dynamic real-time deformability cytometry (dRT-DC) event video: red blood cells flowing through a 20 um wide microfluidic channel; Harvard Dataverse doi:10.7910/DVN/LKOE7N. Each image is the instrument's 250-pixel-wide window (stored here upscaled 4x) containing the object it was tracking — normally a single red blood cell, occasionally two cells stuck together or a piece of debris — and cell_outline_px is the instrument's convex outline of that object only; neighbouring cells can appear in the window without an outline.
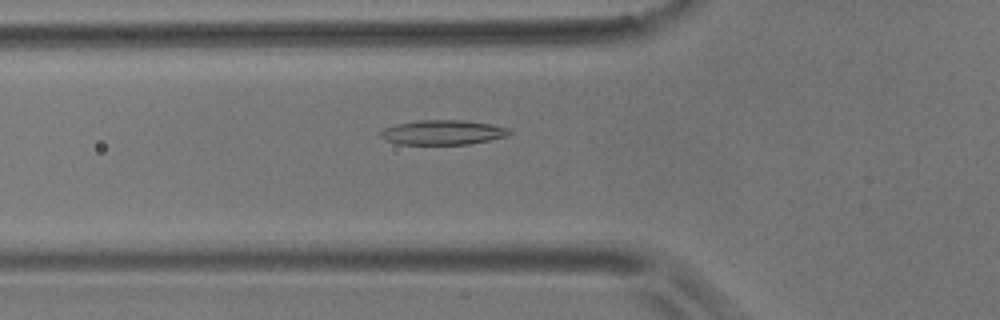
{"species": "common noctule bat (a hibernating species)", "species_latin": "Nyctalus noctula", "temperature_condition": "room temperature", "stored_images_in_passage": 42, "camera_frame_rate_fps": 3000, "um_per_image_px": 0.085, "animal": {"sex": "male", "body_mass_g": 17.9}, "frame": {"image": 1, "passage_image": 8, "time_ms": 2.333, "image_size_px": [1000, 320], "cell_outline_px": [[512, 132], [508, 136], [468, 144], [400, 144], [384, 140], [380, 136], [380, 132], [384, 128], [396, 124], [416, 120], [464, 120], [492, 124], [508, 128]], "centroid_in_image_um": [37.63, 11.24], "position_along_channel_um": 88.2, "area_um2": 18.55}}
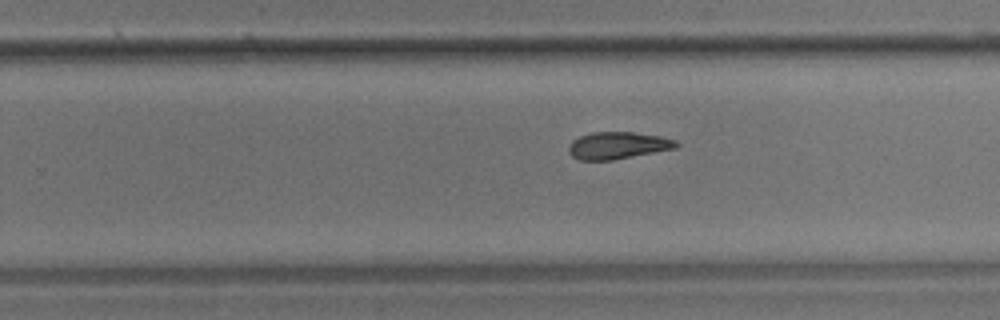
{"frame": {"image": 2, "passage_image": 24, "time_ms": 7.667, "image_size_px": [1000, 320], "cell_outline_px": [[680, 144], [676, 148], [612, 160], [580, 160], [572, 156], [568, 152], [568, 148], [572, 140], [580, 136], [592, 132], [632, 132], [660, 136], [676, 140]], "centroid_in_image_um": [52.5, 12.36], "position_along_channel_um": 277.3, "area_um2": 16.94}}
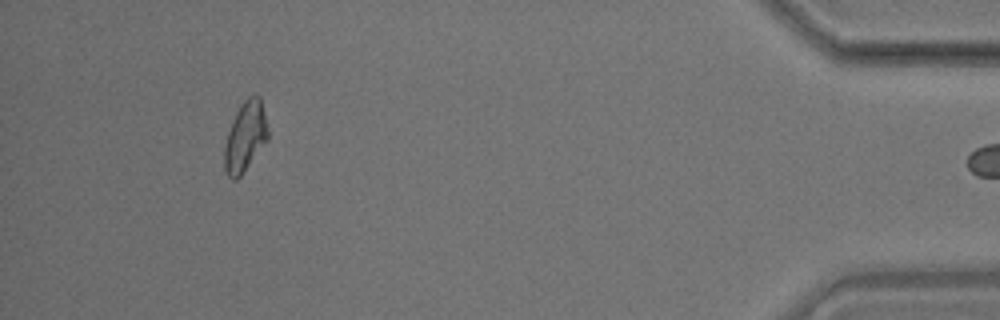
{"frame": {"image": 3, "passage_image": 41, "time_ms": 13.333, "image_size_px": [1000, 320], "cell_outline_px": [[268, 140], [240, 176], [236, 180], [232, 180], [228, 176], [224, 168], [224, 148], [228, 132], [236, 112], [240, 104], [248, 96], [260, 96], [268, 128]], "centroid_in_image_um": [20.85, 11.62], "position_along_channel_um": 414.4, "area_um2": 17.63}}